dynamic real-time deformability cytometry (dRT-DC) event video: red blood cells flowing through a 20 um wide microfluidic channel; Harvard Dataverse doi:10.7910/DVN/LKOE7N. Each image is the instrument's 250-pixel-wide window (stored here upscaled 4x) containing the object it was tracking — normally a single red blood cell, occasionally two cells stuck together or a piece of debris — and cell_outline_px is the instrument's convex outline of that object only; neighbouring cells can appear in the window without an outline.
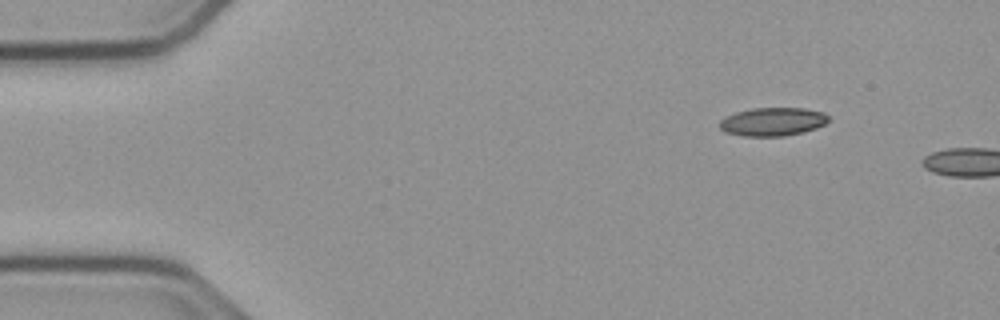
{"species": "common noctule bat (a hibernating species)", "species_latin": "Nyctalus noctula", "temperature_condition": "cold", "stored_images_in_passage": 4, "camera_frame_rate_fps": 3000, "um_per_image_px": 0.085, "animal": {"sex": "male", "body_mass_g": 23.1, "forearm_length_mm": 52.7}, "frame": {"image": 1, "passage_image": 1, "time_ms": 0.0, "image_size_px": [1000, 320], "cell_outline_px": [[828, 120], [824, 124], [816, 128], [784, 136], [744, 136], [724, 132], [720, 128], [720, 120], [724, 116], [736, 112], [752, 108], [804, 108], [824, 112], [828, 116]], "centroid_in_image_um": [65.64, 10.34], "position_along_channel_um": 19.4, "area_um2": 17.98}}